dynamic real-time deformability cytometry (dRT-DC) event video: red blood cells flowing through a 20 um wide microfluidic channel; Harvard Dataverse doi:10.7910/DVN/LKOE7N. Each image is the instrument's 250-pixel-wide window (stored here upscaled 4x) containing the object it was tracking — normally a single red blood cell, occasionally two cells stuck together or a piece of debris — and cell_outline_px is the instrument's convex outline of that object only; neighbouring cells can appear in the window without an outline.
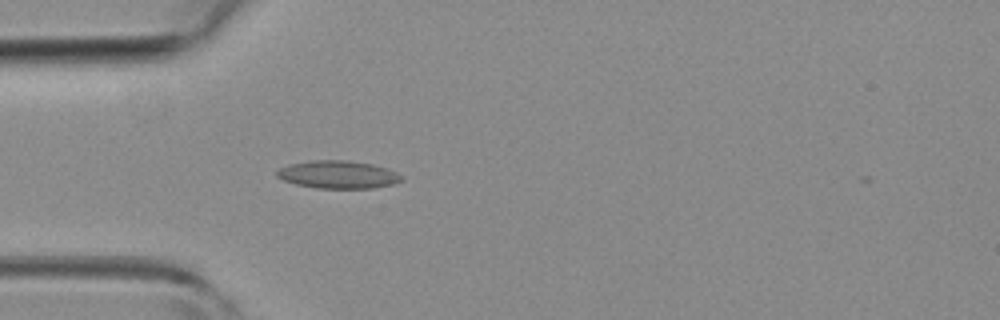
{"species": "common noctule bat (a hibernating species)", "species_latin": "Nyctalus noctula", "temperature_condition": "room temperature", "stored_images_in_passage": 3, "camera_frame_rate_fps": 3000, "um_per_image_px": 0.085, "animal": {"sex": "female", "body_mass_g": 19.3, "forearm_length_mm": 54.1}, "frame": {"image": 1, "passage_image": 3, "time_ms": 2.333, "image_size_px": [1000, 320], "cell_outline_px": [[404, 180], [396, 184], [372, 188], [316, 188], [296, 184], [284, 180], [276, 176], [276, 172], [280, 168], [288, 164], [312, 160], [348, 160], [372, 164], [388, 168], [404, 176]], "centroid_in_image_um": [28.78, 14.84], "position_along_channel_um": 56.2, "area_um2": 20.4}}